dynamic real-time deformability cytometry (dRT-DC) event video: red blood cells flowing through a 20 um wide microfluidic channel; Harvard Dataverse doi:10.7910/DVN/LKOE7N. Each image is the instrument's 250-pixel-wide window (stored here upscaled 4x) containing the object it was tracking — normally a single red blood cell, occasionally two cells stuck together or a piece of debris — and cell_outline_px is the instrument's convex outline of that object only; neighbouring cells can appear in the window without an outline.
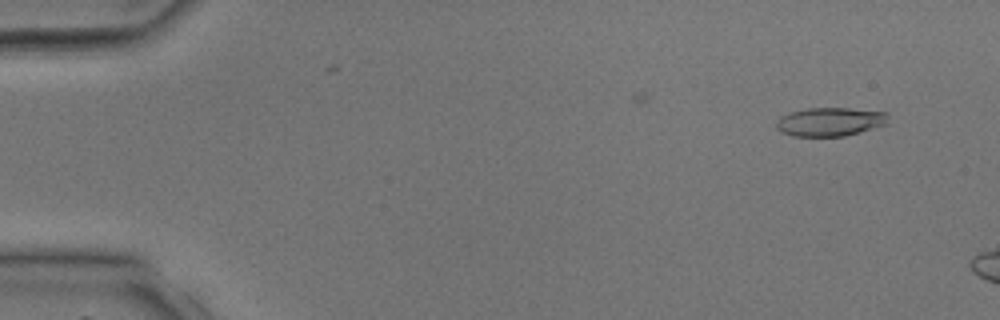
{"species": "common noctule bat (a hibernating species)", "species_latin": "Nyctalus noctula", "temperature_condition": "room temperature", "stored_images_in_passage": 7, "camera_frame_rate_fps": 3000, "um_per_image_px": 0.085, "animal": {"sex": "male", "body_mass_g": 17.9, "forearm_length_mm": 54.2}, "frame": {"image": 1, "passage_image": 3, "time_ms": 0.667, "image_size_px": [1000, 320], "cell_outline_px": [[888, 124], [860, 132], [844, 136], [792, 136], [776, 128], [776, 120], [780, 116], [788, 112], [808, 108], [848, 108], [888, 112]], "centroid_in_image_um": [70.56, 10.34], "position_along_channel_um": 14.4, "area_um2": 18.84}}